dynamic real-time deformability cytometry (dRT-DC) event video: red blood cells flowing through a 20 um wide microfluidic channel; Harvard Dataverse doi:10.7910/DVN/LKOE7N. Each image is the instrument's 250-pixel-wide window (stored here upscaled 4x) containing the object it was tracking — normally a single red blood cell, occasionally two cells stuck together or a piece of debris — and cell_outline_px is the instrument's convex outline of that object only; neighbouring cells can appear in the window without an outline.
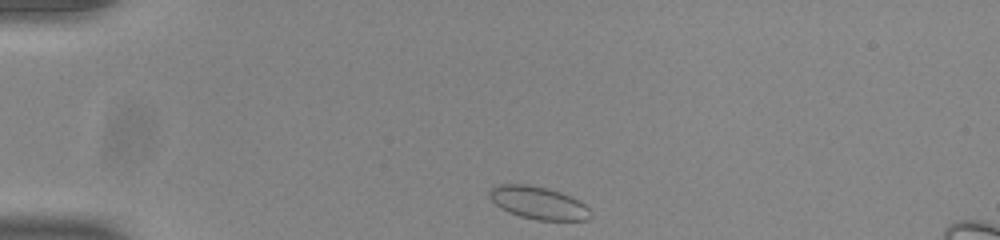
{"species": "common noctule bat (a hibernating species)", "species_latin": "Nyctalus noctula", "temperature_condition": "room temperature", "stored_images_in_passage": 42, "camera_frame_rate_fps": 3000, "um_per_image_px": 0.085, "animal": {"sex": "male", "body_mass_g": 20.0, "forearm_length_mm": 53.3}, "frame": {"image": 1, "passage_image": 1, "time_ms": 0.0, "image_size_px": [1000, 240], "cell_outline_px": [[592, 216], [588, 220], [536, 220], [520, 216], [508, 212], [500, 208], [488, 196], [488, 192], [492, 188], [500, 184], [528, 184], [560, 192], [580, 200], [592, 212]], "centroid_in_image_um": [45.77, 17.25], "position_along_channel_um": 39.2, "area_um2": 19.25}}
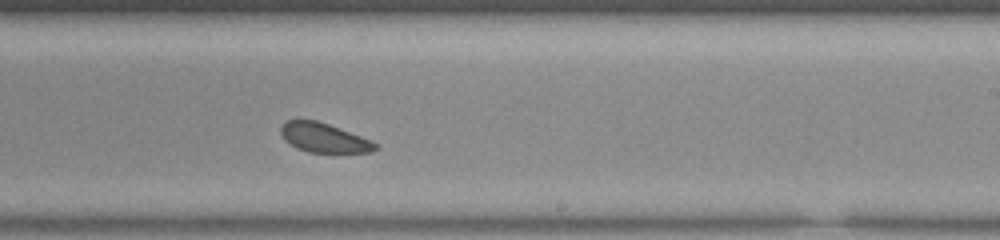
{"frame": {"image": 2, "passage_image": 22, "time_ms": 7.0, "image_size_px": [1000, 240], "cell_outline_px": [[376, 148], [372, 152], [308, 152], [284, 140], [280, 132], [280, 128], [284, 120], [316, 120], [328, 124], [372, 140], [376, 144]], "centroid_in_image_um": [27.51, 11.69], "position_along_channel_um": 261.5, "area_um2": 15.9}}
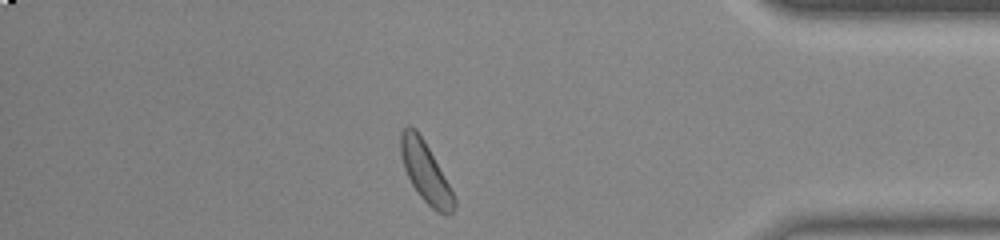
{"frame": {"image": 3, "passage_image": 35, "time_ms": 11.333, "image_size_px": [1000, 240], "cell_outline_px": [[456, 208], [448, 216], [436, 212], [420, 196], [412, 184], [404, 168], [400, 152], [400, 132], [408, 124], [416, 128], [424, 140], [456, 196]], "centroid_in_image_um": [36.19, 14.64], "position_along_channel_um": 399.0, "area_um2": 18.9}, "authors_computed_cell_mechanics": {"area_um2": 18.0047, "velocity_mm_per_s": 3.8231, "shape_relaxation_time_tau1_ms": 0.6353, "shape_relaxation_time_tau2_ms": null, "deformation_change_tau1": 0.0337, "deformation_change_tau2": null}}